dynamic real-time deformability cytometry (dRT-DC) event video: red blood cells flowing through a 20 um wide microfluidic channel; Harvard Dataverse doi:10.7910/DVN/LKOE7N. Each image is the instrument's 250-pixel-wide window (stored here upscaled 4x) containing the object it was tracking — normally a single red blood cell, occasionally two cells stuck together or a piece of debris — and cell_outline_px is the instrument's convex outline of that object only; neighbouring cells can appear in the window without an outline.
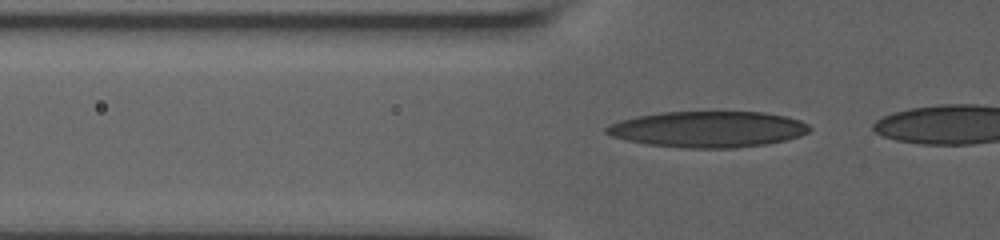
{"species": "human", "species_latin": "Homo sapiens", "temperature_condition": "room temperature", "stored_images_in_passage": 44, "camera_frame_rate_fps": 3000, "um_per_image_px": 0.085, "donor": {"sex": "male"}, "frame": {"image": 1, "passage_image": 14, "time_ms": 4.333, "image_size_px": [1000, 240], "cell_outline_px": [[812, 128], [808, 132], [800, 136], [784, 140], [764, 144], [732, 148], [684, 148], [648, 144], [628, 140], [612, 136], [604, 132], [604, 128], [620, 120], [636, 116], [660, 112], [764, 112], [784, 116], [800, 120], [808, 124]], "centroid_in_image_um": [60.18, 10.98], "position_along_channel_um": 65.6, "area_um2": 42.54}}
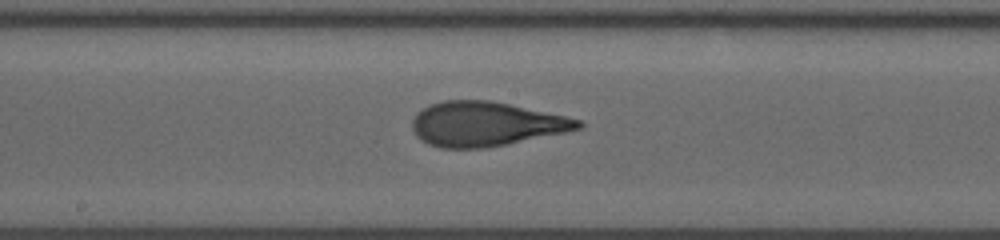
{"frame": {"image": 2, "passage_image": 26, "time_ms": 8.333, "image_size_px": [1000, 240], "cell_outline_px": [[584, 128], [484, 148], [440, 148], [428, 144], [420, 140], [416, 136], [412, 128], [412, 120], [416, 112], [428, 104], [444, 100], [488, 100], [508, 104], [564, 116], [580, 120], [584, 124]], "centroid_in_image_um": [41.22, 10.53], "position_along_channel_um": 207.0, "area_um2": 42.71}}
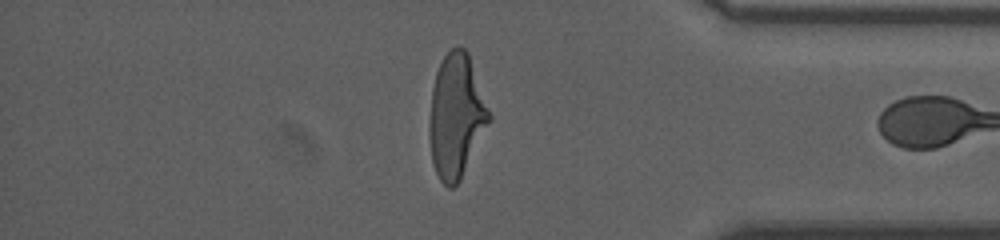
{"frame": {"image": 3, "passage_image": 43, "time_ms": 14.0, "image_size_px": [1000, 240], "cell_outline_px": [[492, 120], [460, 180], [452, 188], [448, 188], [440, 180], [436, 172], [432, 160], [428, 132], [428, 128], [432, 88], [436, 72], [444, 56], [456, 44], [460, 44], [468, 52], [492, 116]], "centroid_in_image_um": [38.78, 9.85], "position_along_channel_um": 396.4, "area_um2": 43.41}}